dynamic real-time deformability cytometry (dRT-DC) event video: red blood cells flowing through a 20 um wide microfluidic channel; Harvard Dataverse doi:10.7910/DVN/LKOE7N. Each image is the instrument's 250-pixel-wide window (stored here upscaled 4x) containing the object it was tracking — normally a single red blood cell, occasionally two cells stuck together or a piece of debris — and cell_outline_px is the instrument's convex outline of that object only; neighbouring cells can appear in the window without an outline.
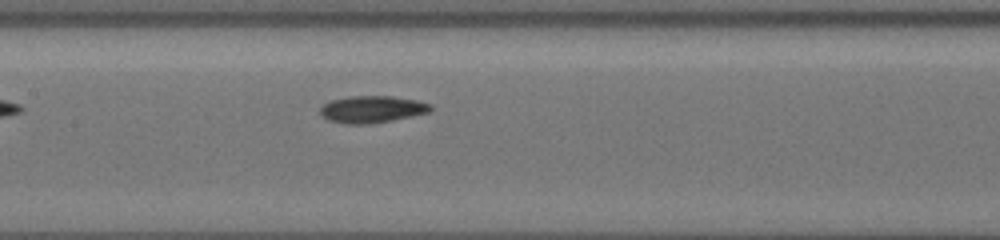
{"species": "common noctule bat (a hibernating species)", "species_latin": "Nyctalus noctula", "temperature_condition": "cold", "stored_images_in_passage": 12, "camera_frame_rate_fps": 3000, "um_per_image_px": 0.085, "animal": {"sex": "female", "body_mass_g": 19.5, "forearm_length_mm": 54.1}, "frame": {"image": 1, "passage_image": 7, "time_ms": 2.667, "image_size_px": [1000, 240], "cell_outline_px": [[432, 108], [428, 112], [388, 120], [360, 124], [352, 124], [332, 120], [324, 116], [320, 112], [320, 108], [328, 100], [348, 96], [392, 96], [416, 100], [432, 104]], "centroid_in_image_um": [31.61, 9.25], "position_along_channel_um": 175.8, "area_um2": 16.82}}
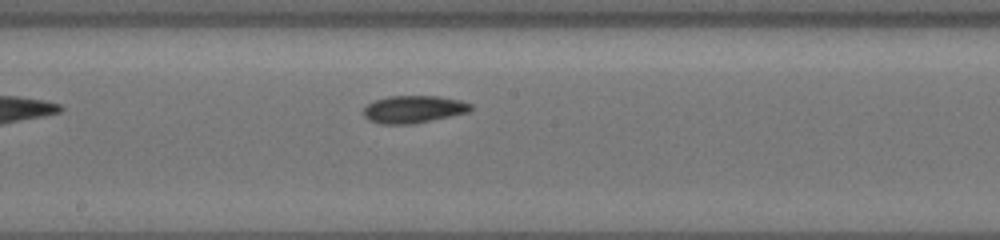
{"frame": {"image": 2, "passage_image": 9, "time_ms": 3.667, "image_size_px": [1000, 240], "cell_outline_px": [[472, 108], [468, 112], [408, 124], [380, 124], [368, 120], [364, 116], [364, 108], [372, 100], [388, 96], [440, 96], [460, 100], [472, 104]], "centroid_in_image_um": [35.11, 9.27], "position_along_channel_um": 213.1, "area_um2": 16.99}}